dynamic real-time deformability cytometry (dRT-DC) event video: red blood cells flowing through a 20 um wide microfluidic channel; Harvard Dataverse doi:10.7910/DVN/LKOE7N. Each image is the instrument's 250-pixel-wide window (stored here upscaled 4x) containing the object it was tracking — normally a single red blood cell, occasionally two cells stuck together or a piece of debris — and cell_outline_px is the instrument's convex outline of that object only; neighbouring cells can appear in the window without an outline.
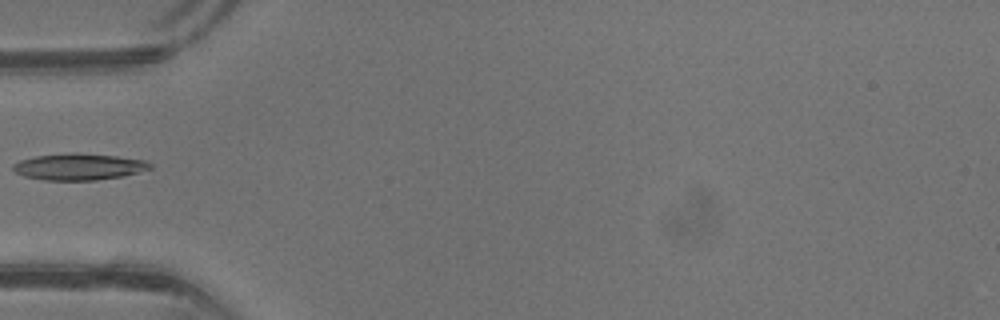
{"species": "common noctule bat (a hibernating species)", "species_latin": "Nyctalus noctula", "temperature_condition": "warm", "stored_images_in_passage": 5, "camera_frame_rate_fps": 3000, "um_per_image_px": 0.085, "animal": {"sex": "male", "body_mass_g": 13.3}, "frame": {"image": 1, "passage_image": 1, "time_ms": 0.0, "image_size_px": [1000, 320], "cell_outline_px": [[152, 168], [124, 176], [96, 180], [44, 180], [24, 176], [16, 172], [12, 168], [12, 164], [20, 160], [36, 156], [72, 152], [76, 152], [116, 156], [144, 160], [152, 164]], "centroid_in_image_um": [6.7, 14.17], "position_along_channel_um": 78.3, "area_um2": 21.21}}
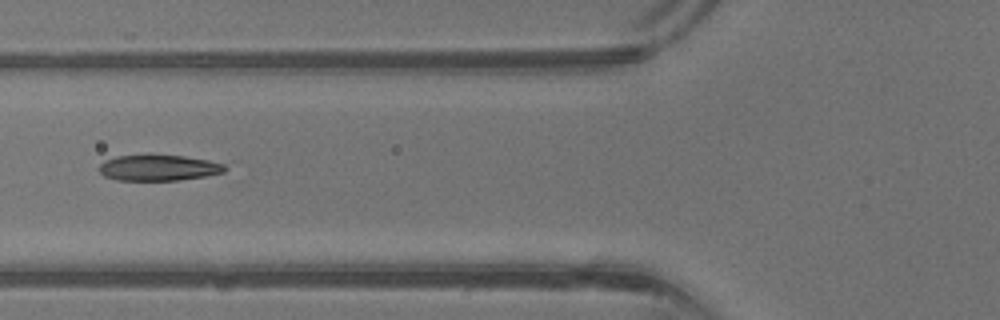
{"frame": {"image": 2, "passage_image": 3, "time_ms": 0.667, "image_size_px": [1000, 320], "cell_outline_px": [[224, 172], [204, 176], [180, 180], [116, 180], [104, 176], [96, 168], [104, 160], [116, 156], [148, 152], [152, 152], [184, 156], [208, 160], [224, 164]], "centroid_in_image_um": [13.38, 14.21], "position_along_channel_um": 112.4, "area_um2": 19.71}}